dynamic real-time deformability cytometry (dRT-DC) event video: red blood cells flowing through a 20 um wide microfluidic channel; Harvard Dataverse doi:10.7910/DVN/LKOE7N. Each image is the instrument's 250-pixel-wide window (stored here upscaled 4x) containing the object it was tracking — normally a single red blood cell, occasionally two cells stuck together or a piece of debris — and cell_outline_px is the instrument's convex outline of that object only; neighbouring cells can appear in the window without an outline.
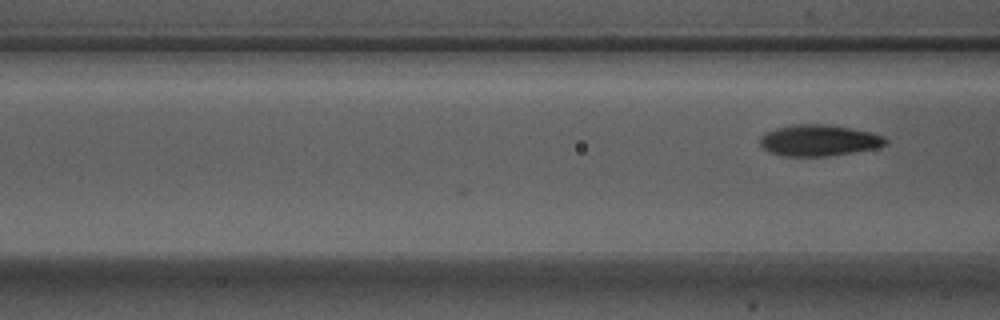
{"species": "Egyptian fruit bat (a non-hibernating species)", "species_latin": "Rousettus aegyptiacus", "temperature_condition": "warm", "stored_images_in_passage": 3, "camera_frame_rate_fps": 3000, "um_per_image_px": 0.085, "animal": {"sex": "male"}, "frame": {"image": 1, "passage_image": 3, "time_ms": 0.667, "image_size_px": [1000, 320], "cell_outline_px": [[888, 144], [872, 148], [852, 152], [828, 156], [780, 156], [764, 148], [760, 144], [760, 136], [776, 128], [792, 124], [824, 124], [852, 128], [872, 132], [884, 136], [888, 140]], "centroid_in_image_um": [69.62, 11.92], "position_along_channel_um": 97.0, "area_um2": 22.77}}